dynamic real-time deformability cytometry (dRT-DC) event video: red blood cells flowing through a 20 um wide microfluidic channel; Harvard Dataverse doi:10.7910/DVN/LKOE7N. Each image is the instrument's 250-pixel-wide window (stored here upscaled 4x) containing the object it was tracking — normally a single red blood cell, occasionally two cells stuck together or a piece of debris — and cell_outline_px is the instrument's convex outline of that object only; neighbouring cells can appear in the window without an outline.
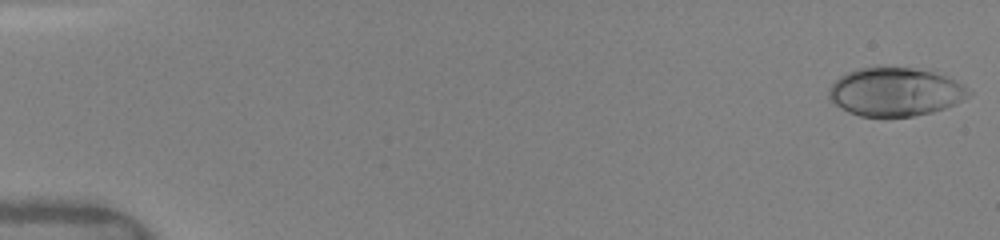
{"species": "human", "species_latin": "Homo sapiens", "temperature_condition": "warm", "stored_images_in_passage": 42, "camera_frame_rate_fps": 3000, "um_per_image_px": 0.085, "donor": {"sex": "female"}, "frame": {"image": 1, "passage_image": 1, "time_ms": 0.0, "image_size_px": [1000, 240], "cell_outline_px": [[972, 92], [964, 100], [956, 104], [932, 112], [912, 116], [860, 116], [848, 112], [840, 108], [828, 100], [828, 88], [840, 76], [856, 68], [912, 68], [932, 72], [944, 76], [964, 84]], "centroid_in_image_um": [76.07, 7.82], "position_along_channel_um": 8.9, "area_um2": 39.36}}
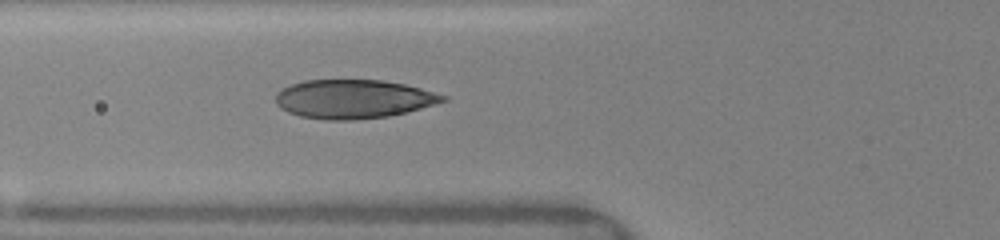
{"frame": {"image": 2, "passage_image": 11, "time_ms": 6.0, "image_size_px": [1000, 240], "cell_outline_px": [[448, 100], [436, 104], [408, 112], [388, 116], [352, 120], [324, 120], [300, 116], [288, 112], [280, 108], [276, 104], [276, 92], [292, 84], [304, 80], [384, 80], [404, 84], [420, 88], [448, 96]], "centroid_in_image_um": [30.05, 8.42], "position_along_channel_um": 95.7, "area_um2": 37.97}}
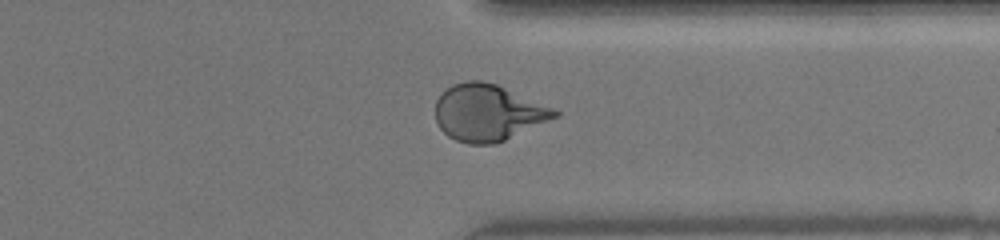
{"frame": {"image": 3, "passage_image": 31, "time_ms": 12.667, "image_size_px": [1000, 240], "cell_outline_px": [[560, 116], [504, 140], [492, 144], [468, 144], [456, 140], [448, 136], [440, 128], [436, 120], [436, 100], [444, 88], [452, 84], [464, 80], [480, 80], [496, 84], [552, 108], [560, 112]], "centroid_in_image_um": [41.44, 9.56], "position_along_channel_um": 370.0, "area_um2": 39.13}, "authors_computed_cell_mechanics": {"area_um2": 38.3214, "velocity_mm_per_s": 4.105, "shape_relaxation_time_tau1_ms": 4.5059, "shape_relaxation_time_tau2_ms": null, "deformation_change_tau1": 0.1878, "deformation_change_tau2": null}}